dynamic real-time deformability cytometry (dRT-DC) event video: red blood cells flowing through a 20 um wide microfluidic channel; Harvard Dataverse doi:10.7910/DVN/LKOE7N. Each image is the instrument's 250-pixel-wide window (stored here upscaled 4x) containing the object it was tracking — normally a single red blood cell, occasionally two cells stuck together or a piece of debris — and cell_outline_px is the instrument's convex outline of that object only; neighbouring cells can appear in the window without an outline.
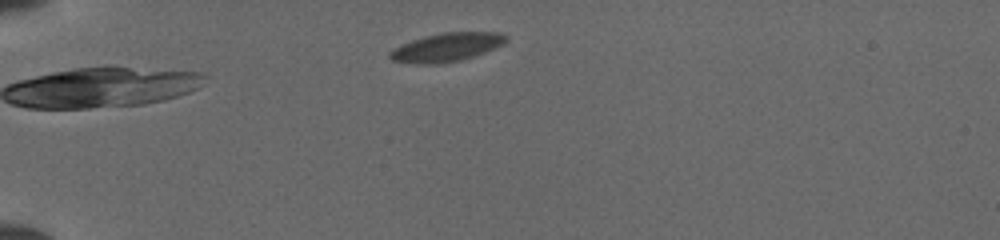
{"species": "common noctule bat (a hibernating species)", "species_latin": "Nyctalus noctula", "temperature_condition": "cold", "stored_images_in_passage": 4, "camera_frame_rate_fps": 3000, "um_per_image_px": 0.085, "animal": {"sex": "female", "body_mass_g": 19.5, "forearm_length_mm": 54.1}, "frame": {"image": 1, "passage_image": 1, "time_ms": 0.0, "image_size_px": [1000, 240], "cell_outline_px": [[508, 40], [504, 44], [484, 52], [460, 60], [436, 64], [420, 64], [392, 60], [388, 56], [388, 52], [412, 40], [424, 36], [440, 32], [500, 32], [508, 36]], "centroid_in_image_um": [37.99, 4.0], "position_along_channel_um": 47.0, "area_um2": 19.19}}
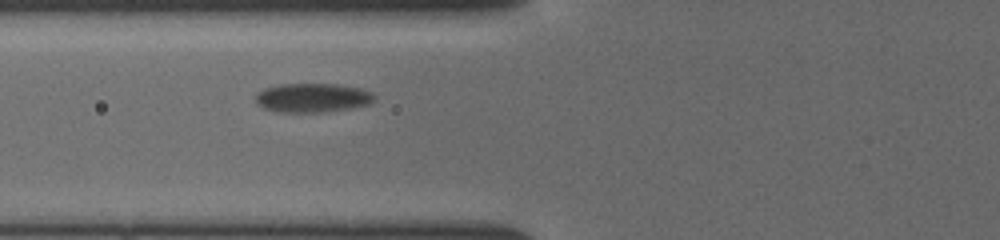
{"frame": {"image": 2, "passage_image": 4, "time_ms": 2.333, "image_size_px": [1000, 240], "cell_outline_px": [[376, 96], [372, 104], [356, 108], [324, 112], [276, 112], [264, 108], [256, 104], [256, 92], [264, 88], [280, 84], [336, 84], [360, 88], [372, 92]], "centroid_in_image_um": [26.59, 8.32], "position_along_channel_um": 99.2, "area_um2": 20.52}}